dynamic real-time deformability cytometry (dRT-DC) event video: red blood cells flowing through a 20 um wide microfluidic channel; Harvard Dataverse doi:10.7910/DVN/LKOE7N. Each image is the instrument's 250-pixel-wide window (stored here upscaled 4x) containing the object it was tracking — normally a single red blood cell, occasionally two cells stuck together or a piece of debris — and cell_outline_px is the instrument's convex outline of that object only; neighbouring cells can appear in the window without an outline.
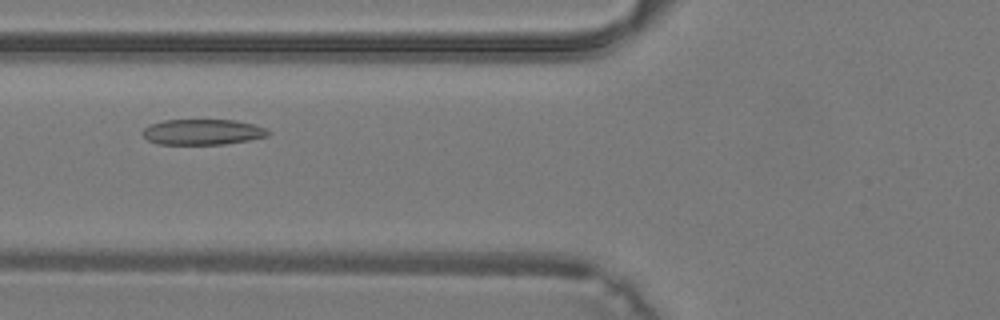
{"species": "common noctule bat (a hibernating species)", "species_latin": "Nyctalus noctula", "temperature_condition": "warm", "stored_images_in_passage": 38, "camera_frame_rate_fps": 3000, "um_per_image_px": 0.085, "animal": {"sex": "male", "body_mass_g": 19.2, "forearm_length_mm": 51.8}, "frame": {"image": 1, "passage_image": 14, "time_ms": 4.333, "image_size_px": [1000, 320], "cell_outline_px": [[272, 132], [268, 136], [248, 140], [224, 144], [160, 144], [148, 140], [140, 132], [148, 124], [164, 120], [236, 120], [252, 124], [264, 128]], "centroid_in_image_um": [17.19, 11.21], "position_along_channel_um": 108.6, "area_um2": 18.73}}
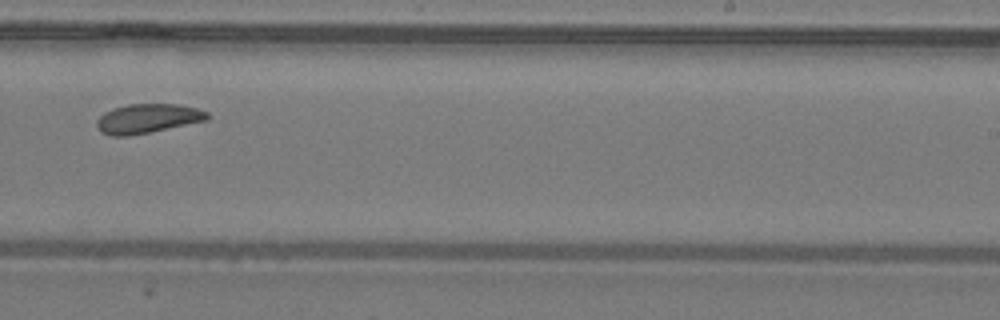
{"frame": {"image": 2, "passage_image": 24, "time_ms": 7.667, "image_size_px": [1000, 320], "cell_outline_px": [[212, 116], [208, 120], [128, 136], [108, 136], [100, 132], [96, 128], [96, 120], [104, 112], [112, 108], [128, 104], [176, 104], [196, 108], [208, 112]], "centroid_in_image_um": [12.51, 10.07], "position_along_channel_um": 276.5, "area_um2": 19.02}}
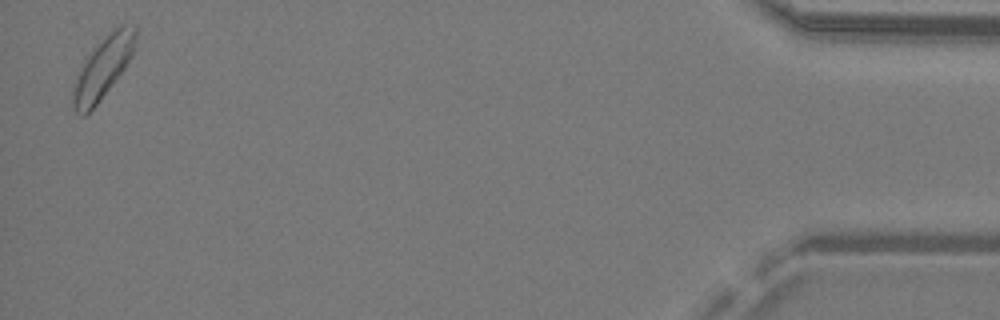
{"frame": {"image": 3, "passage_image": 38, "time_ms": 12.333, "image_size_px": [1000, 320], "cell_outline_px": [[136, 36], [132, 56], [124, 68], [96, 104], [84, 116], [76, 112], [72, 108], [72, 88], [80, 68], [84, 60], [120, 24], [136, 24]], "centroid_in_image_um": [8.74, 5.77], "position_along_channel_um": 426.5, "area_um2": 21.56}}